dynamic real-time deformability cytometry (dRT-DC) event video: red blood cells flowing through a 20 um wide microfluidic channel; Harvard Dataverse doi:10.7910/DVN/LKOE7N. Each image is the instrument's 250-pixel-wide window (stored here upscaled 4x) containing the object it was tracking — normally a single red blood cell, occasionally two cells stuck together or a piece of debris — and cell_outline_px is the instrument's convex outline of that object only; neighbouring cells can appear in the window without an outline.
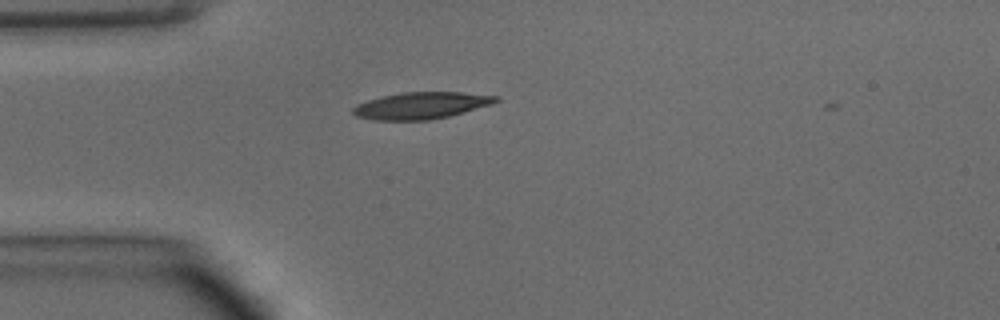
{"species": "common noctule bat (a hibernating species)", "species_latin": "Nyctalus noctula", "temperature_condition": "warm", "stored_images_in_passage": 3, "camera_frame_rate_fps": 3000, "um_per_image_px": 0.085, "animal": {"sex": "male", "body_mass_g": 15.6}, "frame": {"image": 1, "passage_image": 1, "time_ms": 0.0, "image_size_px": [1000, 320], "cell_outline_px": [[500, 100], [492, 104], [464, 112], [448, 116], [428, 120], [376, 120], [356, 116], [352, 112], [352, 108], [356, 104], [368, 100], [400, 92], [460, 92], [500, 96]], "centroid_in_image_um": [35.81, 8.96], "position_along_channel_um": 49.2, "area_um2": 22.25}}